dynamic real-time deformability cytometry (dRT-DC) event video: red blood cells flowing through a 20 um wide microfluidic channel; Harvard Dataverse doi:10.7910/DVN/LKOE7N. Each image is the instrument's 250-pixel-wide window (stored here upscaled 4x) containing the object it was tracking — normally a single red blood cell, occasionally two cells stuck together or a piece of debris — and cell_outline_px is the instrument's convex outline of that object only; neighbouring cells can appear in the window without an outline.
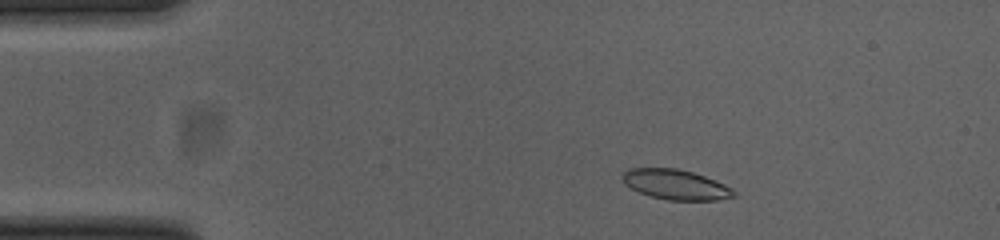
{"species": "common noctule bat (a hibernating species)", "species_latin": "Nyctalus noctula", "temperature_condition": "cold", "stored_images_in_passage": 45, "camera_frame_rate_fps": 3000, "um_per_image_px": 0.085, "animal": {"sex": "female", "body_mass_g": 23.0, "forearm_length_mm": 53.4}, "frame": {"image": 1, "passage_image": 5, "time_ms": 1.333, "image_size_px": [1000, 240], "cell_outline_px": [[736, 196], [716, 200], [668, 200], [652, 196], [640, 192], [624, 184], [620, 176], [628, 168], [676, 168], [692, 172], [704, 176], [724, 184], [732, 188], [736, 192]], "centroid_in_image_um": [57.42, 15.68], "position_along_channel_um": 27.6, "area_um2": 19.42}}
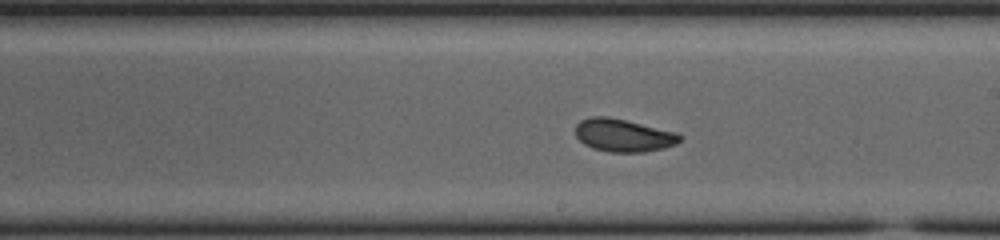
{"frame": {"image": 2, "passage_image": 26, "time_ms": 8.333, "image_size_px": [1000, 240], "cell_outline_px": [[684, 136], [676, 144], [664, 148], [644, 152], [608, 152], [592, 148], [584, 144], [576, 136], [576, 124], [580, 120], [592, 116], [608, 116], [676, 132]], "centroid_in_image_um": [52.98, 11.5], "position_along_channel_um": 236.0, "area_um2": 20.0}}
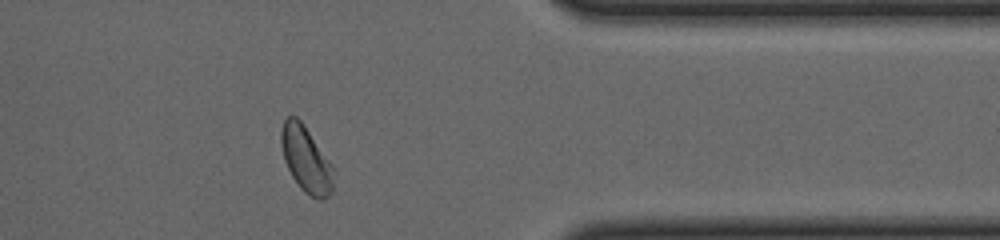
{"frame": {"image": 3, "passage_image": 39, "time_ms": 12.667, "image_size_px": [1000, 240], "cell_outline_px": [[336, 172], [332, 192], [324, 200], [316, 200], [304, 192], [300, 188], [292, 176], [284, 160], [280, 140], [280, 132], [284, 120], [288, 116], [296, 116], [304, 124], [332, 164]], "centroid_in_image_um": [26.04, 13.58], "position_along_channel_um": 385.4, "area_um2": 20.52}, "authors_computed_cell_mechanics": {"area_um2": 19.652, "velocity_mm_per_s": 3.8305, "shape_relaxation_time_tau1_ms": 4.9125, "shape_relaxation_time_tau2_ms": 1.6864, "deformation_change_tau1": 0.1334, "deformation_change_tau2": 0.056}}